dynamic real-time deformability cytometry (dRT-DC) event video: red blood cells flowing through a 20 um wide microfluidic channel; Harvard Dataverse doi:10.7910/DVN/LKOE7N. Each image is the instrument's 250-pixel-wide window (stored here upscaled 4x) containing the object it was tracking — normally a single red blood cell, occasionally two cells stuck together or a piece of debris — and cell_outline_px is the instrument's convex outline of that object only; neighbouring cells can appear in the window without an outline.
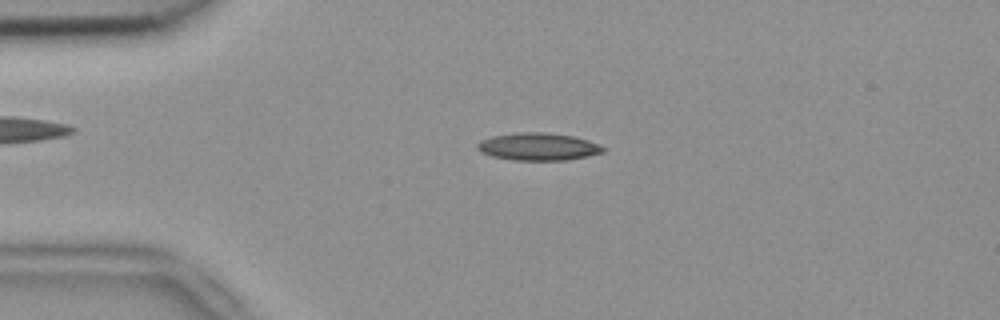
{"species": "common noctule bat (a hibernating species)", "species_latin": "Nyctalus noctula", "temperature_condition": "room temperature", "stored_images_in_passage": 51, "camera_frame_rate_fps": 3000, "um_per_image_px": 0.085, "animal": {"sex": "female", "body_mass_g": 18.4}, "frame": {"image": 1, "passage_image": 10, "time_ms": 3.0, "image_size_px": [1000, 320], "cell_outline_px": [[604, 152], [588, 156], [564, 160], [512, 160], [492, 156], [476, 148], [476, 144], [480, 140], [492, 136], [516, 132], [548, 132], [572, 136], [588, 140], [600, 144], [604, 148]], "centroid_in_image_um": [45.74, 12.45], "position_along_channel_um": 39.3, "area_um2": 20.17}}
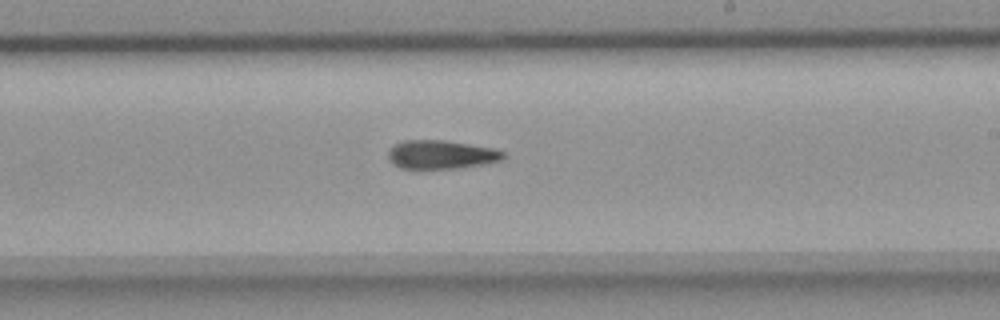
{"frame": {"image": 2, "passage_image": 29, "time_ms": 9.333, "image_size_px": [1000, 320], "cell_outline_px": [[504, 160], [484, 164], [460, 168], [400, 168], [392, 164], [388, 160], [388, 148], [404, 140], [444, 140], [496, 148], [504, 152]], "centroid_in_image_um": [37.5, 13.13], "position_along_channel_um": 251.5, "area_um2": 19.42}}
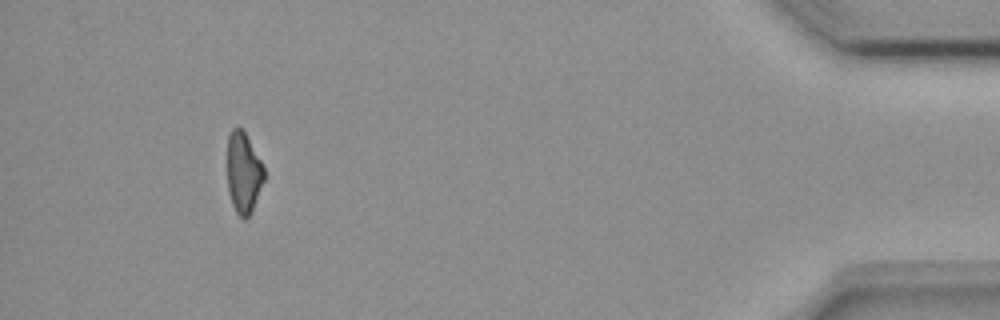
{"frame": {"image": 3, "passage_image": 47, "time_ms": 15.333, "image_size_px": [1000, 320], "cell_outline_px": [[264, 180], [252, 208], [248, 216], [244, 220], [236, 212], [232, 204], [228, 192], [228, 136], [232, 128], [236, 124], [244, 132], [260, 160], [264, 168]], "centroid_in_image_um": [20.68, 14.66], "position_along_channel_um": 414.5, "area_um2": 16.99}}